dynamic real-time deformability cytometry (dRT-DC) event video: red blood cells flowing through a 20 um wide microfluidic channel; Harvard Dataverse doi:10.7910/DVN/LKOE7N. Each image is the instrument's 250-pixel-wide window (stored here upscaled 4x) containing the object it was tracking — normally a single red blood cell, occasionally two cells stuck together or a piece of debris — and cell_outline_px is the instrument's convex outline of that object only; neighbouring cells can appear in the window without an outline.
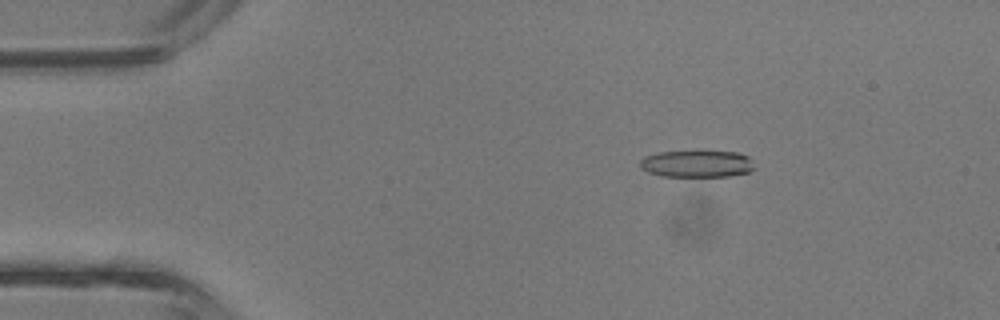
{"species": "common noctule bat (a hibernating species)", "species_latin": "Nyctalus noctula", "temperature_condition": "room temperature", "stored_images_in_passage": 9, "camera_frame_rate_fps": 3000, "um_per_image_px": 0.085, "animal": {"sex": "male", "body_mass_g": 13.3}, "frame": {"image": 1, "passage_image": 5, "time_ms": 1.333, "image_size_px": [1000, 320], "cell_outline_px": [[752, 168], [748, 172], [728, 176], [660, 176], [648, 172], [640, 168], [640, 160], [644, 156], [656, 152], [736, 152], [748, 156], [752, 160]], "centroid_in_image_um": [59.18, 13.93], "position_along_channel_um": 25.8, "area_um2": 17.74}}